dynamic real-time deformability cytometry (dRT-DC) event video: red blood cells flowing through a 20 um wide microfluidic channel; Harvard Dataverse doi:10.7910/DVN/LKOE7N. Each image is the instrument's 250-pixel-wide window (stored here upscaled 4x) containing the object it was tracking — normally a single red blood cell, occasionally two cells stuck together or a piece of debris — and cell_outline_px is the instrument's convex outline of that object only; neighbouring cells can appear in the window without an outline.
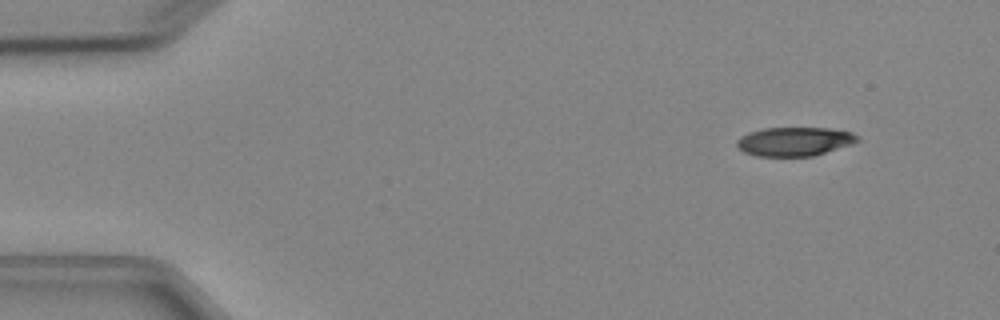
{"species": "Egyptian fruit bat (a non-hibernating species)", "species_latin": "Rousettus aegyptiacus", "temperature_condition": "cold", "stored_images_in_passage": 4, "camera_frame_rate_fps": 3000, "um_per_image_px": 0.085, "animal": {"sex": "female"}, "frame": {"image": 1, "passage_image": 1, "time_ms": 0.0, "image_size_px": [1000, 320], "cell_outline_px": [[860, 140], [852, 144], [812, 156], [756, 156], [744, 152], [736, 144], [736, 140], [740, 136], [748, 132], [764, 128], [828, 128], [852, 132], [860, 136]], "centroid_in_image_um": [67.53, 12.02], "position_along_channel_um": 17.5, "area_um2": 20.35}}
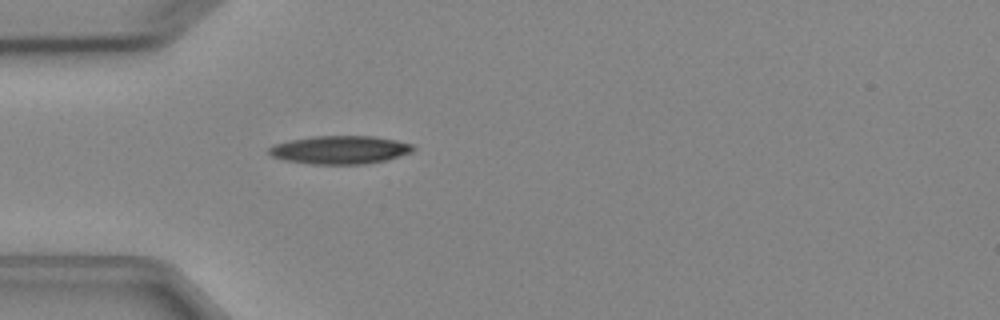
{"frame": {"image": 2, "passage_image": 4, "time_ms": 3.333, "image_size_px": [1000, 320], "cell_outline_px": [[416, 148], [412, 152], [384, 160], [364, 164], [312, 164], [284, 160], [272, 156], [268, 152], [268, 148], [272, 144], [288, 140], [312, 136], [376, 136], [396, 140], [412, 144]], "centroid_in_image_um": [28.87, 12.72], "position_along_channel_um": 56.1, "area_um2": 23.81}}